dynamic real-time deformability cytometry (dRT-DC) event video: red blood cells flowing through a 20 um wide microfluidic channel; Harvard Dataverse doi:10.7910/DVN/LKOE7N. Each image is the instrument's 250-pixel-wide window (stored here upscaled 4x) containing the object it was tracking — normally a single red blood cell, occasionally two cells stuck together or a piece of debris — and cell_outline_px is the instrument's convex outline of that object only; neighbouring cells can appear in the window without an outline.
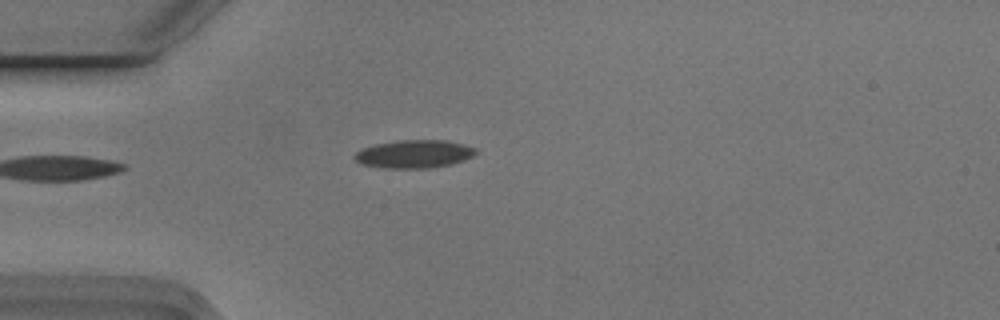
{"species": "Egyptian fruit bat (a non-hibernating species)", "species_latin": "Rousettus aegyptiacus", "temperature_condition": "cold", "stored_images_in_passage": 1, "camera_frame_rate_fps": 3000, "um_per_image_px": 0.085, "animal": {"sex": "male"}, "frame": {"image": 1, "passage_image": 1, "time_ms": 0.0, "image_size_px": [1000, 320], "cell_outline_px": [[476, 152], [472, 156], [448, 164], [428, 168], [384, 168], [364, 164], [356, 160], [352, 156], [356, 152], [364, 148], [376, 144], [400, 140], [448, 140], [464, 144], [476, 148]], "centroid_in_image_um": [35.19, 13.08], "position_along_channel_um": 49.8, "area_um2": 19.48}}